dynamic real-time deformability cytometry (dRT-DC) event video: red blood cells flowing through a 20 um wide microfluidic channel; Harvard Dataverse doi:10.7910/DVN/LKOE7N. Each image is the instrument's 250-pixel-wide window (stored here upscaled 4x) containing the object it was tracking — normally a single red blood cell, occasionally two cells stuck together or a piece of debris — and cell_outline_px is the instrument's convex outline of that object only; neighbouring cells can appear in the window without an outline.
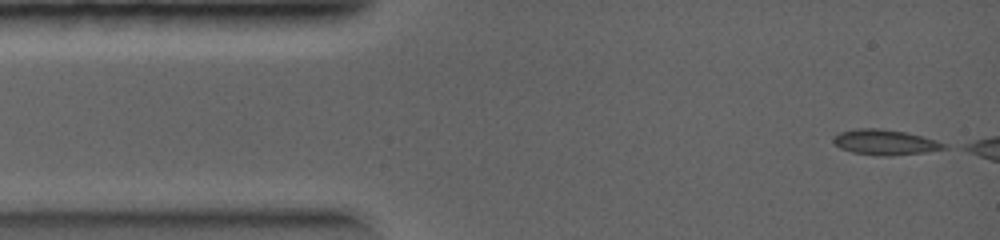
{"species": "common noctule bat (a hibernating species)", "species_latin": "Nyctalus noctula", "temperature_condition": "warm", "stored_images_in_passage": 5, "camera_frame_rate_fps": 5000, "um_per_image_px": 0.085, "animal": {"sex": "female", "body_mass_g": 19.0, "forearm_length_mm": 56.7}, "frame": {"image": 1, "passage_image": 1, "time_ms": 0.0, "image_size_px": [1000, 240], "cell_outline_px": [[948, 148], [924, 152], [888, 156], [884, 156], [852, 152], [840, 148], [832, 140], [832, 136], [840, 132], [856, 128], [880, 128], [908, 132], [924, 136], [948, 144]], "centroid_in_image_um": [75.24, 12.07], "position_along_channel_um": 9.8, "area_um2": 16.47}}